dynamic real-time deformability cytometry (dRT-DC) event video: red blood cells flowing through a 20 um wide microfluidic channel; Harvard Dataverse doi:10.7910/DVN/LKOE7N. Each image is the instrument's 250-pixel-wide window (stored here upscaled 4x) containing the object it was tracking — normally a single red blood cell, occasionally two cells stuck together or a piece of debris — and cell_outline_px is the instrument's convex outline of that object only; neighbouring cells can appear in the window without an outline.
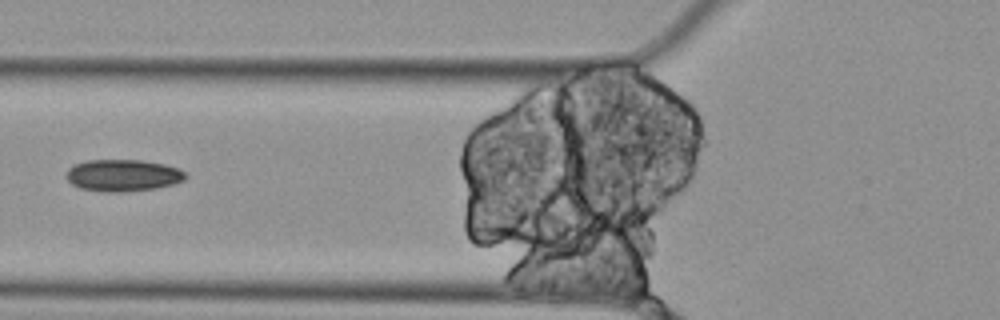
{"species": "Egyptian fruit bat (a non-hibernating species)", "species_latin": "Rousettus aegyptiacus", "temperature_condition": "cold", "stored_images_in_passage": 10, "camera_frame_rate_fps": 3000, "um_per_image_px": 0.085, "animal": {"sex": "female"}, "frame": {"image": 1, "passage_image": 5, "time_ms": 1.333, "image_size_px": [1000, 320], "cell_outline_px": [[188, 176], [184, 180], [172, 184], [156, 188], [124, 192], [104, 192], [80, 188], [72, 184], [64, 176], [68, 168], [72, 164], [88, 160], [140, 160], [164, 164], [180, 168]], "centroid_in_image_um": [10.42, 14.9], "position_along_channel_um": 115.4, "area_um2": 22.37}}
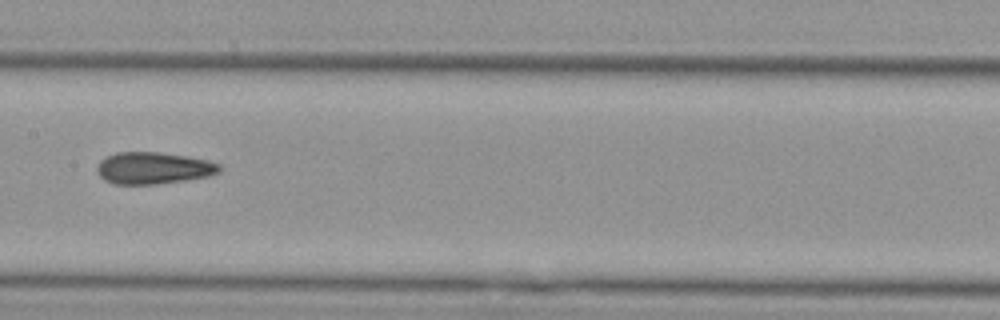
{"frame": {"image": 2, "passage_image": 7, "time_ms": 2.0, "image_size_px": [1000, 320], "cell_outline_px": [[220, 172], [208, 176], [184, 180], [156, 184], [112, 184], [104, 180], [100, 176], [96, 168], [100, 160], [104, 156], [116, 152], [160, 152], [208, 160], [220, 164]], "centroid_in_image_um": [12.99, 14.28], "position_along_channel_um": 194.4, "area_um2": 22.77}}
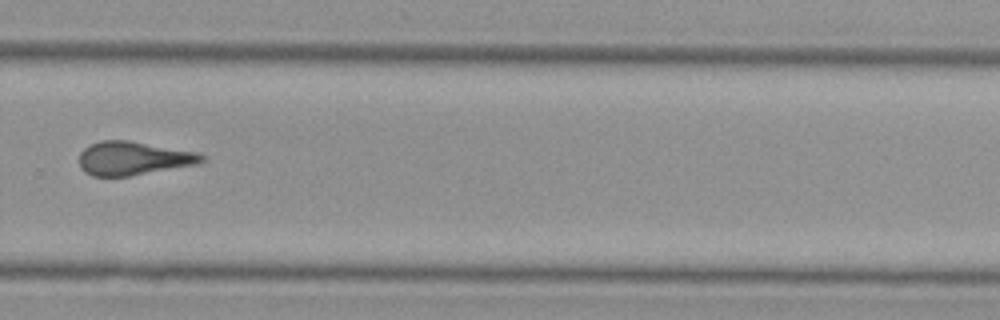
{"frame": {"image": 3, "passage_image": 10, "time_ms": 3.0, "image_size_px": [1000, 320], "cell_outline_px": [[204, 160], [200, 164], [128, 176], [92, 176], [84, 172], [80, 168], [80, 152], [88, 144], [100, 140], [128, 140], [196, 152], [204, 156]], "centroid_in_image_um": [11.3, 13.45], "position_along_channel_um": 318.5, "area_um2": 24.04}}